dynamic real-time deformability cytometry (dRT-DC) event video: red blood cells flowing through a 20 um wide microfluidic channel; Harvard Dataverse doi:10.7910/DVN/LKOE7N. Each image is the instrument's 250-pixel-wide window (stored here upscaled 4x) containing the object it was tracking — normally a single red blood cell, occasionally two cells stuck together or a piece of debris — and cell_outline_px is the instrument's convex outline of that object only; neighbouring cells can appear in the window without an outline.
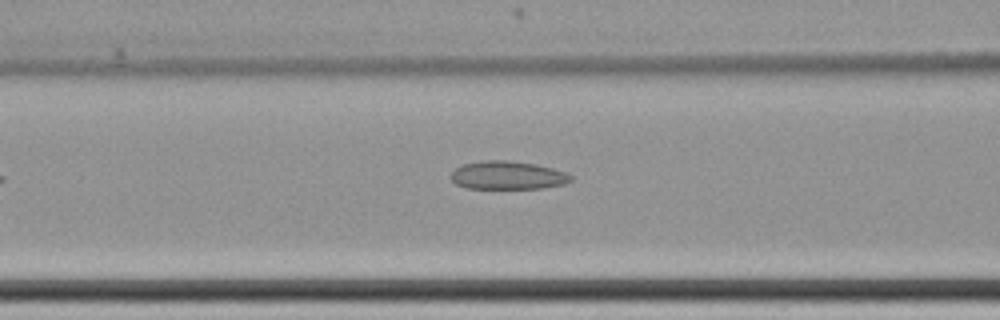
{"species": "common noctule bat (a hibernating species)", "species_latin": "Nyctalus noctula", "temperature_condition": "cold", "stored_images_in_passage": 40, "camera_frame_rate_fps": 3000, "um_per_image_px": 0.085, "animal": {"sex": "female", "body_mass_g": 22.7, "forearm_length_mm": 54.2}, "frame": {"image": 1, "passage_image": 6, "time_ms": 1.667, "image_size_px": [1000, 320], "cell_outline_px": [[572, 180], [564, 184], [544, 188], [464, 188], [456, 184], [452, 180], [452, 172], [456, 168], [464, 164], [484, 160], [508, 160], [536, 164], [552, 168], [564, 172], [572, 176]], "centroid_in_image_um": [43.16, 14.9], "position_along_channel_um": 123.4, "area_um2": 19.65}}
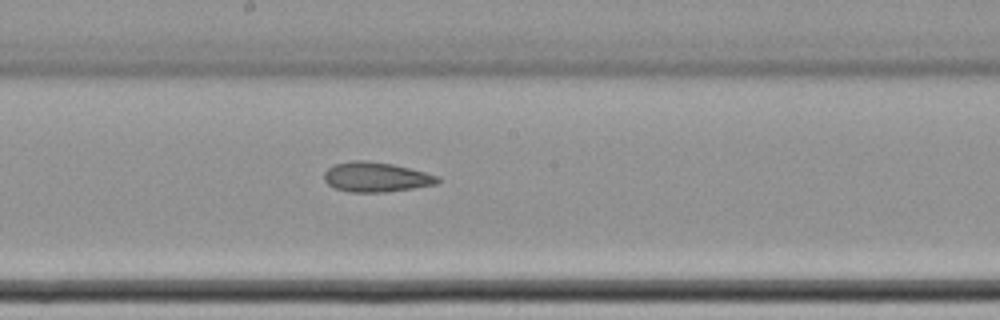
{"frame": {"image": 2, "passage_image": 14, "time_ms": 4.333, "image_size_px": [1000, 320], "cell_outline_px": [[440, 180], [436, 184], [412, 188], [384, 192], [348, 192], [336, 188], [328, 184], [324, 180], [324, 172], [332, 164], [352, 160], [368, 160], [392, 164], [440, 176]], "centroid_in_image_um": [31.93, 15.04], "position_along_channel_um": 216.3, "area_um2": 19.71}}
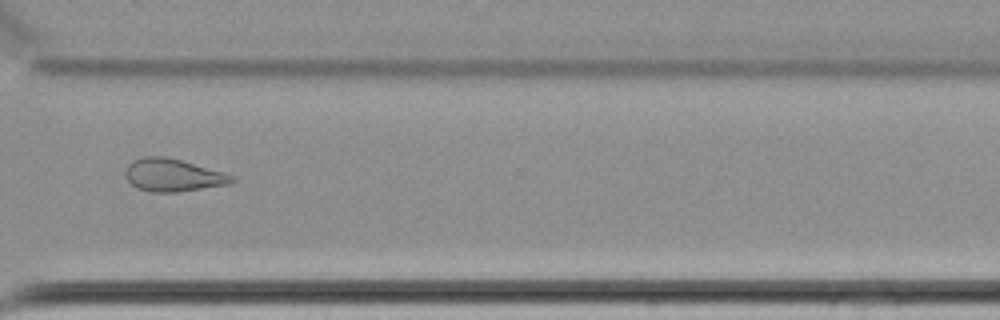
{"frame": {"image": 3, "passage_image": 26, "time_ms": 8.333, "image_size_px": [1000, 320], "cell_outline_px": [[240, 180], [232, 184], [180, 192], [152, 192], [136, 188], [128, 180], [124, 172], [128, 164], [132, 160], [144, 156], [164, 156], [180, 160], [224, 172], [236, 176]], "centroid_in_image_um": [14.76, 14.9], "position_along_channel_um": 355.8, "area_um2": 20.63}, "authors_computed_cell_mechanics": {"area_um2": 20.3167, "velocity_mm_per_s": 3.4716, "shape_relaxation_time_tau1_ms": null, "shape_relaxation_time_tau2_ms": 8.1299, "deformation_change_tau1": null, "deformation_change_tau2": 0.142}}